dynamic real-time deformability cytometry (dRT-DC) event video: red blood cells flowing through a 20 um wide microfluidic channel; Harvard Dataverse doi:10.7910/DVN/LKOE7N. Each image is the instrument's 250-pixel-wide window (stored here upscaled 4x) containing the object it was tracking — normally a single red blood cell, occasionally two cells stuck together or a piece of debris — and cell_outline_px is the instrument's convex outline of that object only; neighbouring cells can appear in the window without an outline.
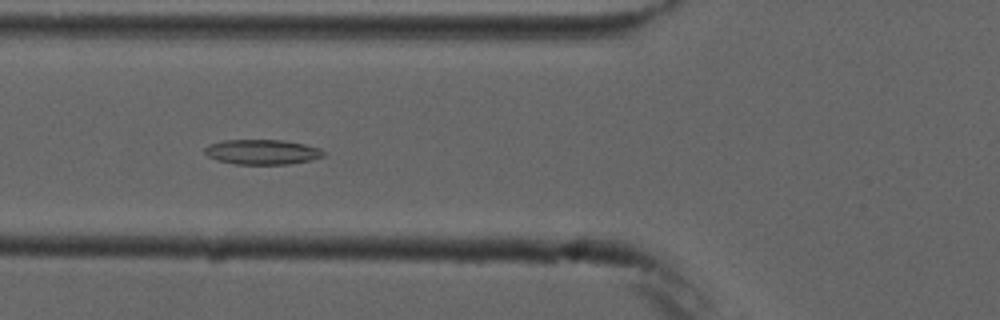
{"species": "common noctule bat (a hibernating species)", "species_latin": "Nyctalus noctula", "temperature_condition": "cold", "stored_images_in_passage": 6, "camera_frame_rate_fps": 3000, "um_per_image_px": 0.085, "animal": {"sex": "male", "forearm_length_mm": 52.5}, "frame": {"image": 1, "passage_image": 3, "time_ms": 2.333, "image_size_px": [1000, 320], "cell_outline_px": [[324, 156], [312, 160], [288, 164], [236, 164], [216, 160], [208, 156], [204, 152], [204, 148], [208, 144], [224, 140], [284, 140], [304, 144], [320, 148], [324, 152]], "centroid_in_image_um": [22.27, 12.91], "position_along_channel_um": 103.5, "area_um2": 17.34}}
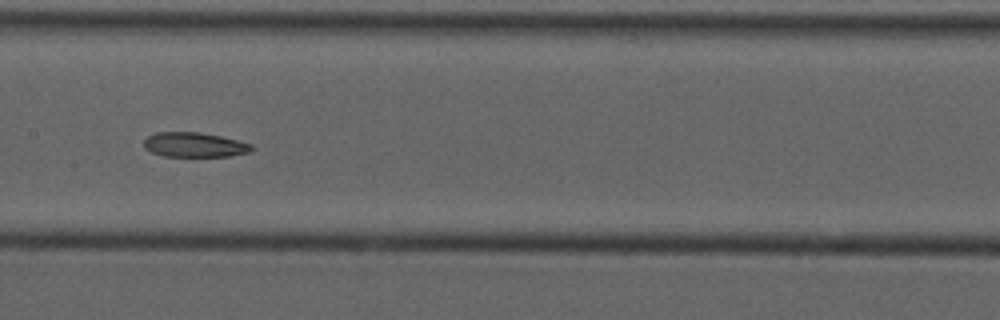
{"frame": {"image": 2, "passage_image": 5, "time_ms": 4.667, "image_size_px": [1000, 320], "cell_outline_px": [[256, 148], [248, 152], [228, 156], [164, 156], [152, 152], [144, 148], [144, 140], [148, 136], [156, 132], [200, 132], [220, 136], [252, 144]], "centroid_in_image_um": [16.52, 12.3], "position_along_channel_um": 190.9, "area_um2": 15.43}}
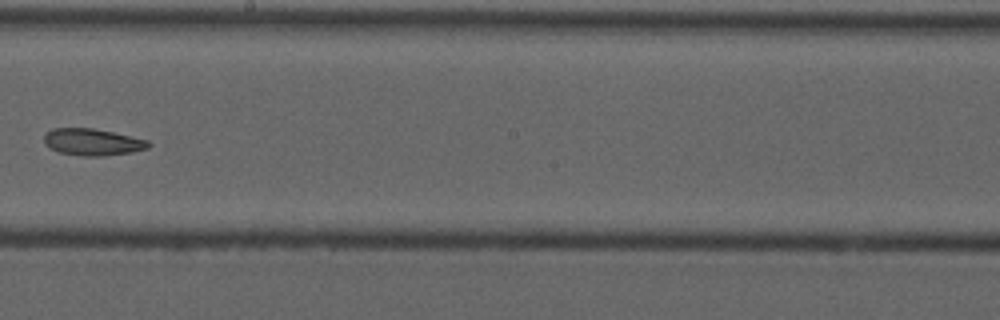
{"frame": {"image": 3, "passage_image": 6, "time_ms": 6.0, "image_size_px": [1000, 320], "cell_outline_px": [[152, 144], [148, 148], [132, 152], [104, 156], [84, 156], [60, 152], [44, 144], [44, 136], [52, 128], [92, 128], [112, 132], [148, 140]], "centroid_in_image_um": [7.88, 12.07], "position_along_channel_um": 240.3, "area_um2": 16.18}}